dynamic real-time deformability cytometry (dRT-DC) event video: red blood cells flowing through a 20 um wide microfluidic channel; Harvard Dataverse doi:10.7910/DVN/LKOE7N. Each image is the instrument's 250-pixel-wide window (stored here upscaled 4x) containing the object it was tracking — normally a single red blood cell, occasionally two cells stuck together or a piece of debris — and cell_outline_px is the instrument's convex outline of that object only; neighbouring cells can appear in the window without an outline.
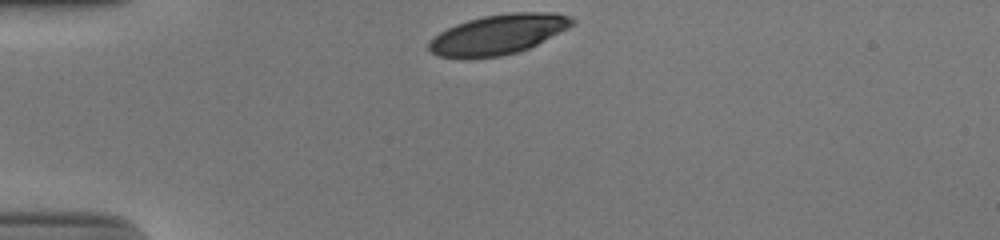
{"species": "human", "species_latin": "Homo sapiens", "temperature_condition": "cold", "stored_images_in_passage": 31, "camera_frame_rate_fps": 3000, "um_per_image_px": 0.085, "donor": {"sex": "male"}, "frame": {"image": 1, "passage_image": 1, "time_ms": 0.0, "image_size_px": [1000, 240], "cell_outline_px": [[576, 24], [528, 48], [516, 52], [500, 56], [436, 56], [428, 48], [428, 44], [440, 32], [456, 24], [468, 20], [484, 16], [512, 12], [556, 12], [572, 16], [576, 20]], "centroid_in_image_um": [42.43, 2.88], "position_along_channel_um": 42.6, "area_um2": 32.66}}
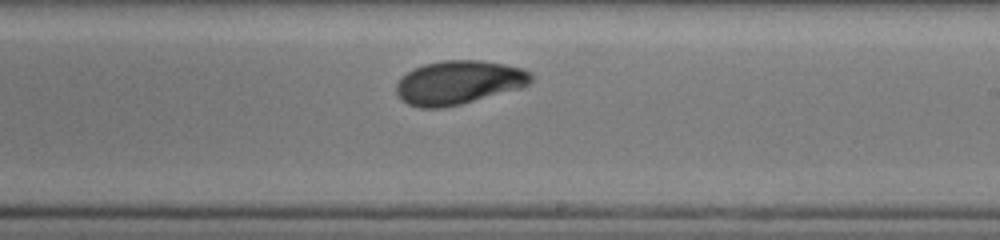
{"frame": {"image": 2, "passage_image": 20, "time_ms": 6.333, "image_size_px": [1000, 240], "cell_outline_px": [[532, 80], [528, 84], [520, 88], [460, 104], [440, 108], [420, 108], [408, 104], [396, 92], [396, 84], [412, 68], [424, 64], [444, 60], [480, 60], [504, 64], [520, 68], [532, 72]], "centroid_in_image_um": [38.99, 7.0], "position_along_channel_um": 250.0, "area_um2": 34.04}}
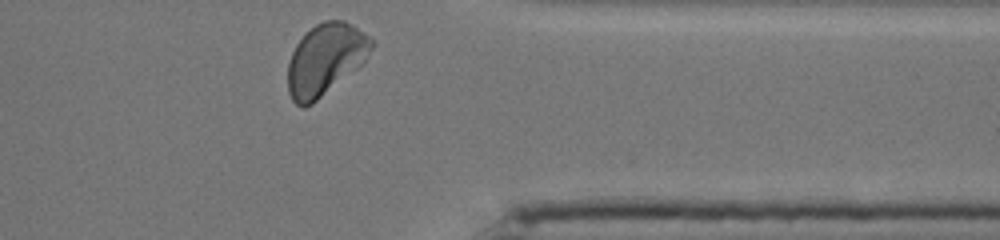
{"frame": {"image": 3, "passage_image": 31, "time_ms": 10.0, "image_size_px": [1000, 240], "cell_outline_px": [[376, 44], [364, 64], [312, 104], [304, 108], [296, 104], [292, 100], [288, 92], [288, 64], [292, 52], [296, 44], [316, 24], [324, 20], [344, 20], [364, 32]], "centroid_in_image_um": [27.69, 5.07], "position_along_channel_um": 383.7, "area_um2": 35.03}, "authors_computed_cell_mechanics": {"area_um2": 34.1598, "velocity_mm_per_s": 3.8376, "shape_relaxation_time_tau1_ms": 2.5795, "shape_relaxation_time_tau2_ms": 1.2584, "deformation_change_tau1": 0.1195, "deformation_change_tau2": 0.0565}}